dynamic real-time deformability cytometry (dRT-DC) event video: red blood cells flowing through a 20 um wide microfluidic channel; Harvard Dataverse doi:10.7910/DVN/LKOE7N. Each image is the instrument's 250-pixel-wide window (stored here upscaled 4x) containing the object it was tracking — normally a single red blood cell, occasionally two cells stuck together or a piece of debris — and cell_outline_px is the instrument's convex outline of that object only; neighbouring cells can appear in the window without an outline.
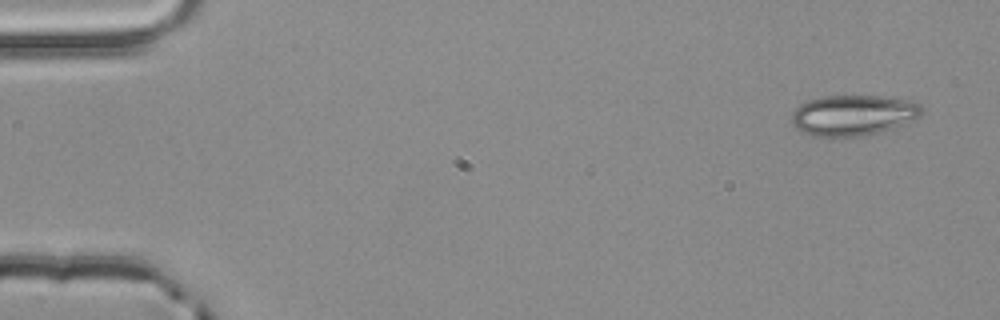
{"species": "common noctule bat (a hibernating species)", "species_latin": "Nyctalus noctula", "temperature_condition": "room temperature", "stored_images_in_passage": 3, "camera_frame_rate_fps": 3000, "um_per_image_px": 0.085, "animal": {"sex": "male", "body_mass_g": 20.4}, "frame": {"image": 1, "passage_image": 1, "time_ms": 0.0, "image_size_px": [1000, 320], "cell_outline_px": [[924, 108], [920, 116], [912, 120], [880, 132], [864, 136], [816, 136], [800, 132], [792, 124], [792, 112], [800, 104], [808, 100], [824, 96], [880, 96], [912, 100], [920, 104]], "centroid_in_image_um": [72.52, 9.78], "position_along_channel_um": 12.5, "area_um2": 30.81}}